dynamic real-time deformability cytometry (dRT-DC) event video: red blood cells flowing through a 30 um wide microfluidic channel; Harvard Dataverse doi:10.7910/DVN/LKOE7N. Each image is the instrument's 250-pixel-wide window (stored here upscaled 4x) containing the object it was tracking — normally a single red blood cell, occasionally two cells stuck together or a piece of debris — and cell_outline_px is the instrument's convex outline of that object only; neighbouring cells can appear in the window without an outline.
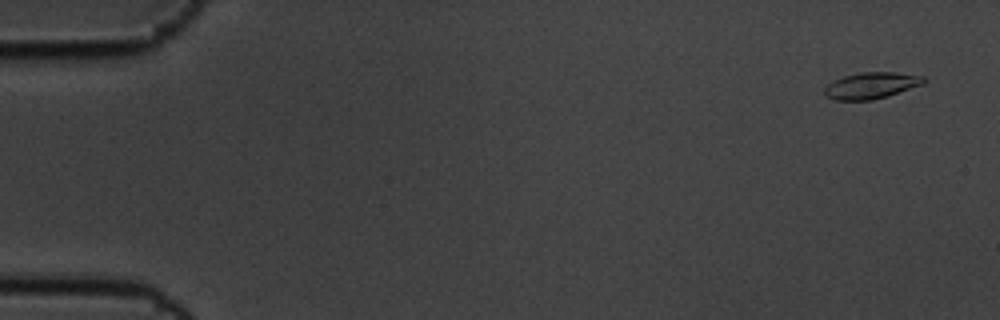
{"species": "common noctule bat (a hibernating species)", "species_latin": "Nyctalus noctula", "temperature_condition": "cold", "stored_images_in_passage": 15, "camera_frame_rate_fps": 3000, "um_per_image_px": 0.085, "animal": {"sex": "male", "body_mass_g": 19.5, "forearm_length_mm": 54.6}, "frame": {"image": 1, "passage_image": 3, "time_ms": 0.667, "image_size_px": [1000, 320], "cell_outline_px": [[928, 80], [924, 84], [888, 96], [872, 100], [836, 100], [824, 96], [824, 88], [828, 84], [844, 76], [864, 72], [896, 72], [924, 76]], "centroid_in_image_um": [74.1, 7.27], "position_along_channel_um": 10.9, "area_um2": 15.32}}